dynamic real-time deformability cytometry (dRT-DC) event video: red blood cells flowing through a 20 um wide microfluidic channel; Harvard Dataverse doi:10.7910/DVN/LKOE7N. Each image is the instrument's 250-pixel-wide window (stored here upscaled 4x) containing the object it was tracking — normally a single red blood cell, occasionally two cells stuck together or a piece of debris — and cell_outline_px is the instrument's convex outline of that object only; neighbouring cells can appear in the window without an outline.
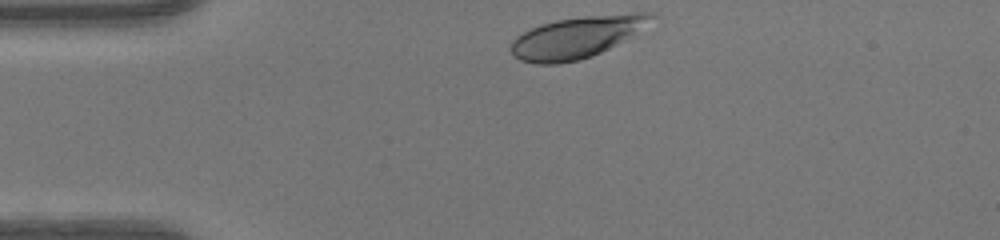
{"species": "human", "species_latin": "Homo sapiens", "temperature_condition": "warm", "stored_images_in_passage": 31, "camera_frame_rate_fps": 3000, "um_per_image_px": 0.085, "donor": {"sex": "female"}, "frame": {"image": 1, "passage_image": 1, "time_ms": 0.0, "image_size_px": [1000, 240], "cell_outline_px": [[656, 16], [632, 36], [592, 56], [580, 60], [556, 64], [536, 64], [520, 60], [512, 56], [512, 40], [516, 36], [540, 24], [556, 20], [584, 16], [636, 12], [652, 12]], "centroid_in_image_um": [49.01, 3.16], "position_along_channel_um": 36.0, "area_um2": 33.81}}
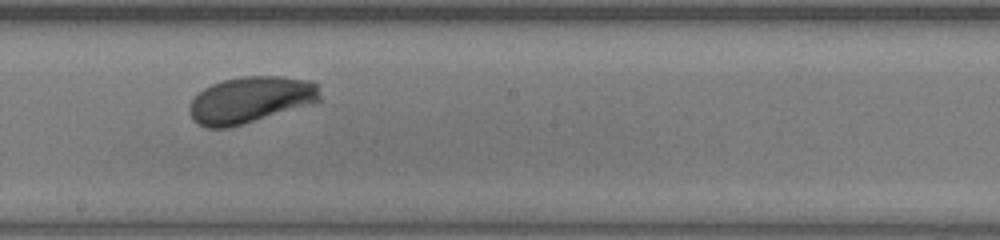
{"frame": {"image": 2, "passage_image": 18, "time_ms": 5.667, "image_size_px": [1000, 240], "cell_outline_px": [[320, 100], [312, 104], [228, 128], [204, 128], [196, 124], [192, 120], [188, 112], [188, 108], [192, 100], [204, 88], [212, 84], [224, 80], [244, 76], [280, 76], [312, 80], [316, 84], [320, 96]], "centroid_in_image_um": [21.26, 8.49], "position_along_channel_um": 226.9, "area_um2": 35.37}}
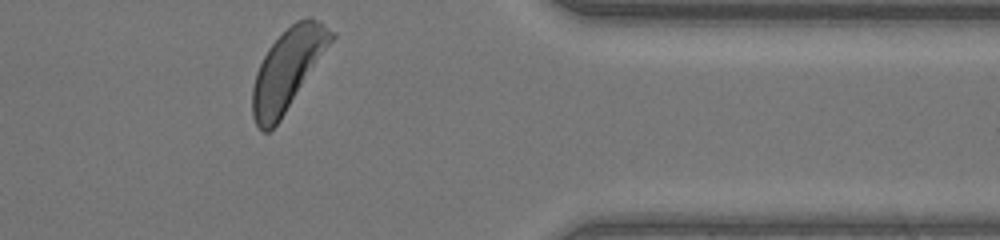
{"frame": {"image": 3, "passage_image": 31, "time_ms": 10.0, "image_size_px": [1000, 240], "cell_outline_px": [[336, 36], [280, 120], [268, 132], [260, 132], [252, 116], [252, 88], [256, 72], [268, 48], [296, 20], [308, 16], [312, 16], [336, 32]], "centroid_in_image_um": [24.46, 5.89], "position_along_channel_um": 386.9, "area_um2": 36.7}, "authors_computed_cell_mechanics": {"area_um2": 34.7378, "velocity_mm_per_s": 4.1161, "shape_relaxation_time_tau1_ms": 2.342, "shape_relaxation_time_tau2_ms": null, "deformation_change_tau1": 0.1342, "deformation_change_tau2": null}}